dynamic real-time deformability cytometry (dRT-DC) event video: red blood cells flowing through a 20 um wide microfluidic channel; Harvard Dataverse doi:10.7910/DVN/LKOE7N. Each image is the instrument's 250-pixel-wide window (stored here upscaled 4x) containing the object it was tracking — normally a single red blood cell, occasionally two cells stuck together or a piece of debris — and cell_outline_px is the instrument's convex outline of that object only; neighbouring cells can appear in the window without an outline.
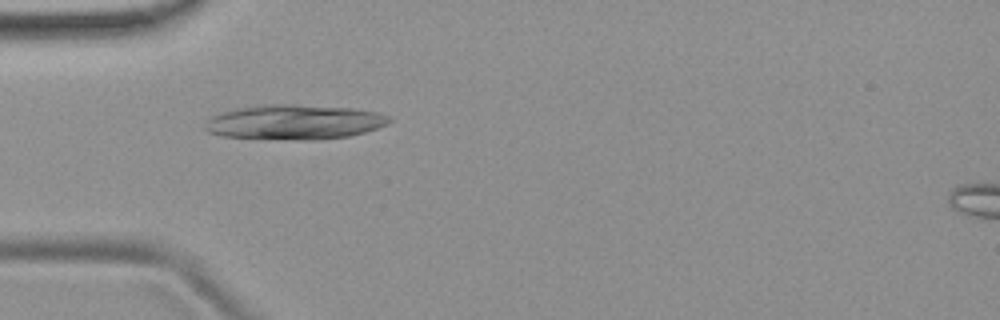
{"species": "common noctule bat (a hibernating species)", "species_latin": "Nyctalus noctula", "temperature_condition": "room temperature", "stored_images_in_passage": 38, "camera_frame_rate_fps": 3000, "um_per_image_px": 0.085, "animal": {"sex": "female", "body_mass_g": 19.9}, "frame": {"image": 1, "passage_image": 2, "time_ms": 0.333, "image_size_px": [1000, 320], "cell_outline_px": [[392, 120], [388, 124], [364, 132], [348, 136], [312, 140], [304, 140], [220, 136], [208, 132], [204, 128], [208, 120], [212, 116], [220, 112], [236, 108], [272, 104], [296, 104], [352, 108], [376, 112], [388, 116]], "centroid_in_image_um": [25.01, 10.37], "position_along_channel_um": 60.0, "area_um2": 37.17}}
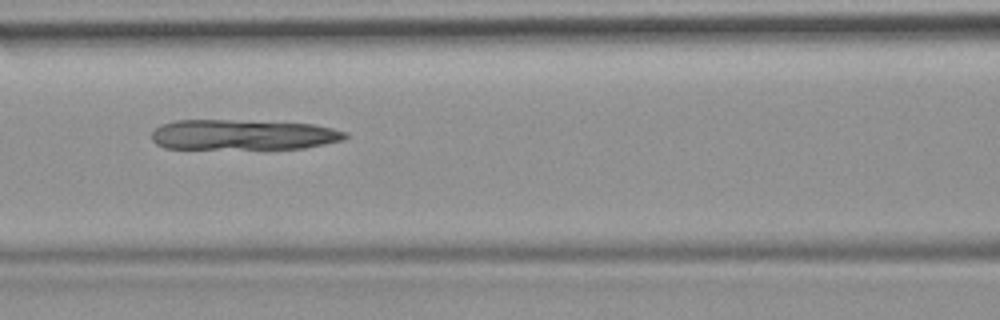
{"frame": {"image": 2, "passage_image": 9, "time_ms": 2.667, "image_size_px": [1000, 320], "cell_outline_px": [[348, 136], [344, 140], [304, 148], [164, 148], [156, 144], [152, 140], [152, 132], [160, 124], [176, 120], [228, 120], [312, 124], [332, 128], [348, 132]], "centroid_in_image_um": [20.65, 11.45], "position_along_channel_um": 145.9, "area_um2": 33.99}}
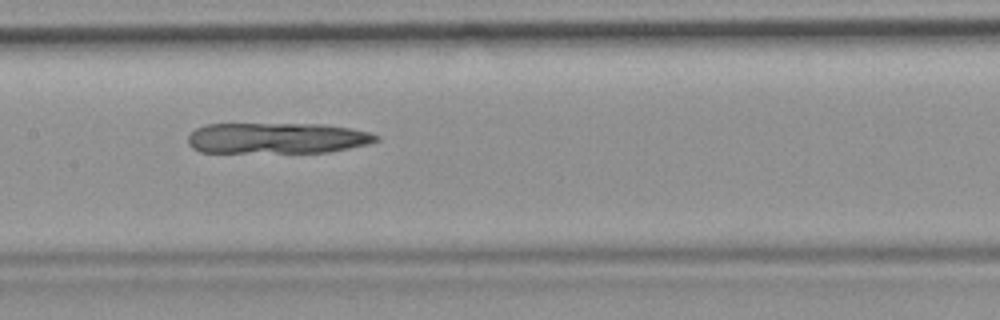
{"frame": {"image": 3, "passage_image": 12, "time_ms": 3.667, "image_size_px": [1000, 320], "cell_outline_px": [[380, 140], [368, 144], [328, 152], [200, 152], [192, 148], [188, 144], [188, 136], [196, 128], [208, 124], [324, 124], [348, 128], [368, 132], [380, 136]], "centroid_in_image_um": [23.54, 11.74], "position_along_channel_um": 183.9, "area_um2": 33.81}}